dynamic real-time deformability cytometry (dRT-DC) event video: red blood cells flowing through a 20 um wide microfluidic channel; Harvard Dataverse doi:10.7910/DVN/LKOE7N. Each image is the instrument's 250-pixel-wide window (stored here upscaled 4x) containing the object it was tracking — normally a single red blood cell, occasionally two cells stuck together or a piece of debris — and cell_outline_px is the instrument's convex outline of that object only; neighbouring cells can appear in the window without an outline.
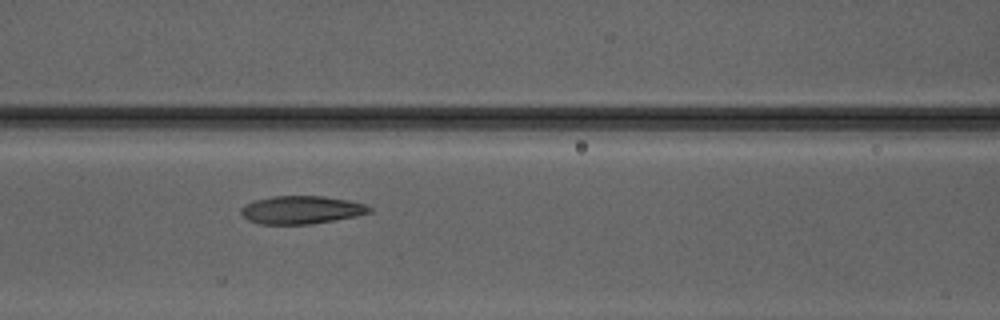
{"species": "Egyptian fruit bat (a non-hibernating species)", "species_latin": "Rousettus aegyptiacus", "temperature_condition": "warm", "stored_images_in_passage": 7, "camera_frame_rate_fps": 3000, "um_per_image_px": 0.085, "animal": {"sex": "male"}, "frame": {"image": 1, "passage_image": 7, "time_ms": 8.0, "image_size_px": [1000, 320], "cell_outline_px": [[372, 212], [356, 216], [308, 224], [256, 224], [248, 220], [240, 212], [240, 208], [244, 204], [256, 200], [272, 196], [324, 196], [348, 200], [364, 204], [372, 208]], "centroid_in_image_um": [25.59, 17.83], "position_along_channel_um": 141.0, "area_um2": 20.92}}